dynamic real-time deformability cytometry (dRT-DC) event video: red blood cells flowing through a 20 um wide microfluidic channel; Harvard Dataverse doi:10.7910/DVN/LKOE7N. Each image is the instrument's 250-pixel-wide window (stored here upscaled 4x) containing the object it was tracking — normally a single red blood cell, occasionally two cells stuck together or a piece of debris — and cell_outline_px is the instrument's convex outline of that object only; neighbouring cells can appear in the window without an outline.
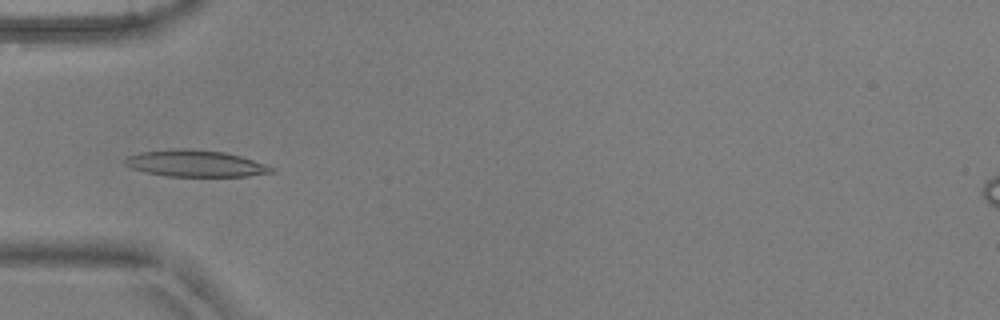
{"species": "common noctule bat (a hibernating species)", "species_latin": "Nyctalus noctula", "temperature_condition": "warm", "stored_images_in_passage": 46, "camera_frame_rate_fps": 3000, "um_per_image_px": 0.085, "animal": {"sex": "male", "body_mass_g": 17.9, "forearm_length_mm": 54.2}, "frame": {"image": 1, "passage_image": 11, "time_ms": 3.333, "image_size_px": [1000, 320], "cell_outline_px": [[272, 172], [248, 176], [168, 176], [144, 172], [132, 168], [124, 164], [124, 160], [128, 156], [140, 152], [176, 148], [184, 148], [224, 152], [240, 156], [264, 164], [272, 168]], "centroid_in_image_um": [16.54, 13.89], "position_along_channel_um": 68.5, "area_um2": 22.43}}
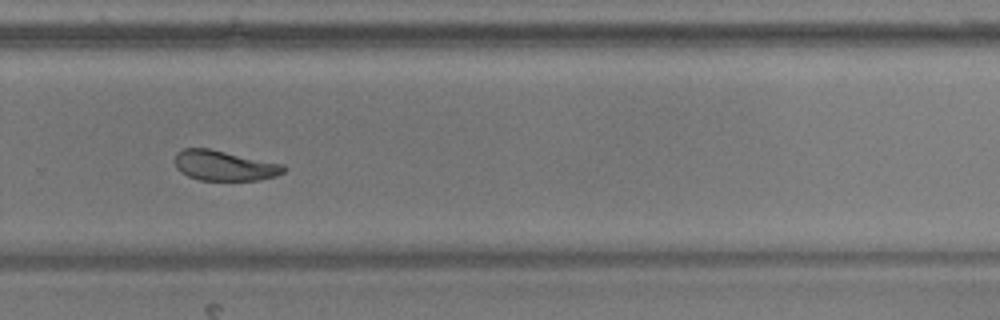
{"frame": {"image": 2, "passage_image": 30, "time_ms": 9.667, "image_size_px": [1000, 320], "cell_outline_px": [[288, 168], [284, 172], [276, 176], [260, 180], [200, 180], [188, 176], [180, 172], [176, 168], [176, 152], [184, 148], [212, 148], [284, 164]], "centroid_in_image_um": [19.11, 14.06], "position_along_channel_um": 310.7, "area_um2": 19.42}}
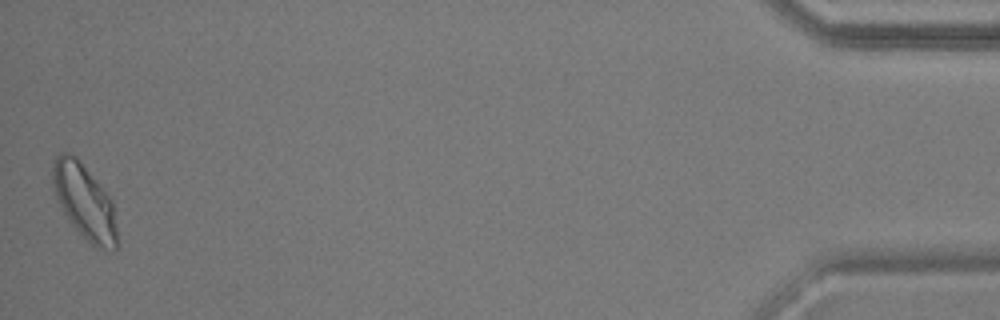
{"frame": {"image": 3, "passage_image": 46, "time_ms": 15.0, "image_size_px": [1000, 320], "cell_outline_px": [[116, 248], [112, 252], [96, 248], [68, 220], [56, 200], [52, 188], [52, 164], [56, 156], [60, 152], [72, 152], [80, 160], [104, 188], [112, 200], [116, 228]], "centroid_in_image_um": [7.15, 17.09], "position_along_channel_um": 428.0, "area_um2": 28.44}, "authors_computed_cell_mechanics": {"area_um2": 20.8658, "velocity_mm_per_s": 3.8268, "shape_relaxation_time_tau1_ms": 3.9082, "shape_relaxation_time_tau2_ms": 2.2581, "deformation_change_tau1": 0.1561, "deformation_change_tau2": 0.0846}}